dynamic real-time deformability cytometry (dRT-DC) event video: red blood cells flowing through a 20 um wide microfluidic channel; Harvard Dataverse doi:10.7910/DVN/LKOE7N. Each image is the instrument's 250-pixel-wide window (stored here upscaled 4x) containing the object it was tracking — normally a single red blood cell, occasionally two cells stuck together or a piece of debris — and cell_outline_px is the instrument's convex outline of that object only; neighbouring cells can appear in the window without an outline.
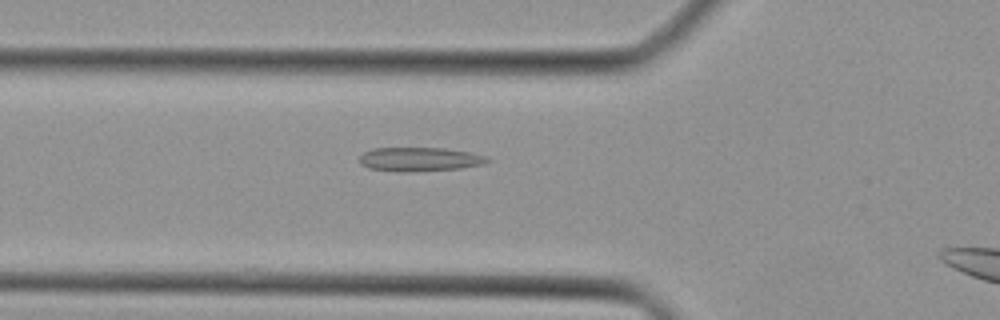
{"species": "Egyptian fruit bat (a non-hibernating species)", "species_latin": "Rousettus aegyptiacus", "temperature_condition": "cold", "stored_images_in_passage": 35, "camera_frame_rate_fps": 3000, "um_per_image_px": 0.085, "animal": {"sex": "female"}, "frame": {"image": 1, "passage_image": 12, "time_ms": 3.667, "image_size_px": [1000, 320], "cell_outline_px": [[492, 160], [484, 164], [460, 168], [400, 172], [368, 168], [360, 164], [360, 156], [364, 152], [372, 148], [444, 148], [468, 152], [484, 156]], "centroid_in_image_um": [35.64, 13.53], "position_along_channel_um": 90.2, "area_um2": 17.69}}
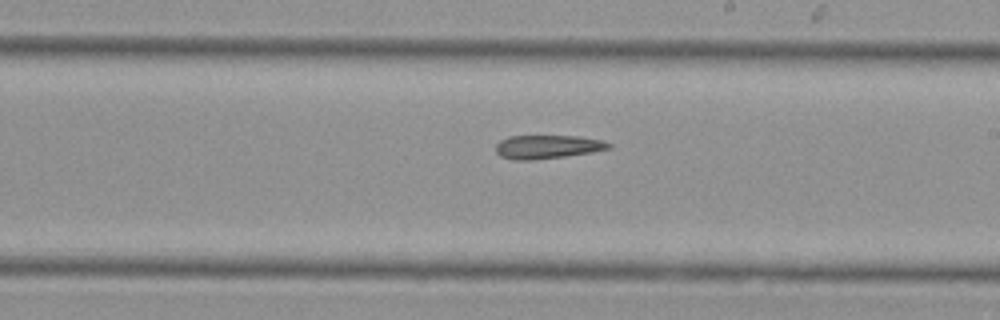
{"frame": {"image": 2, "passage_image": 22, "time_ms": 7.0, "image_size_px": [1000, 320], "cell_outline_px": [[612, 148], [592, 152], [564, 156], [532, 160], [512, 160], [500, 156], [496, 152], [496, 144], [500, 140], [508, 136], [576, 136], [604, 140], [612, 144]], "centroid_in_image_um": [46.53, 12.48], "position_along_channel_um": 242.5, "area_um2": 15.61}}
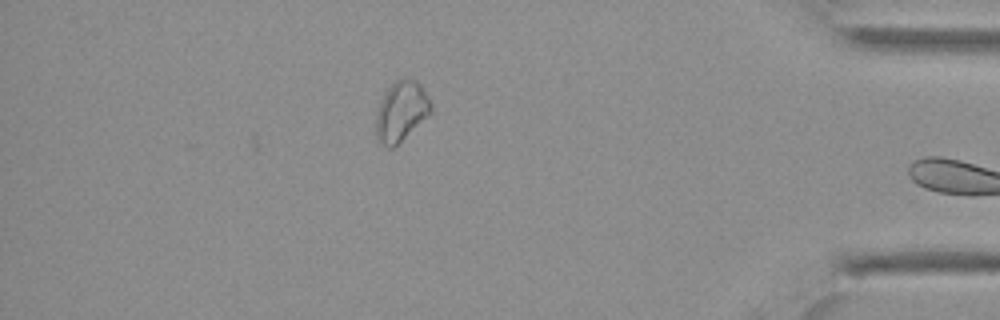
{"frame": {"image": 3, "passage_image": 35, "time_ms": 11.333, "image_size_px": [1000, 320], "cell_outline_px": [[432, 112], [428, 116], [392, 148], [388, 148], [376, 136], [376, 112], [380, 100], [384, 92], [400, 76], [404, 76], [416, 80], [420, 84], [428, 96], [432, 104]], "centroid_in_image_um": [34.11, 9.4], "position_along_channel_um": 401.1, "area_um2": 19.25}}